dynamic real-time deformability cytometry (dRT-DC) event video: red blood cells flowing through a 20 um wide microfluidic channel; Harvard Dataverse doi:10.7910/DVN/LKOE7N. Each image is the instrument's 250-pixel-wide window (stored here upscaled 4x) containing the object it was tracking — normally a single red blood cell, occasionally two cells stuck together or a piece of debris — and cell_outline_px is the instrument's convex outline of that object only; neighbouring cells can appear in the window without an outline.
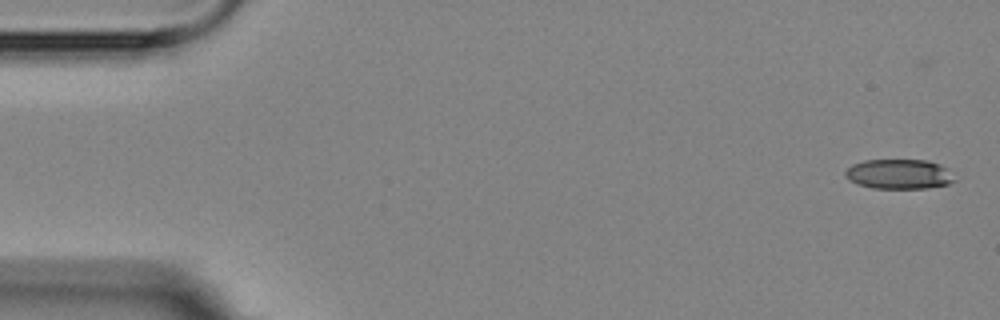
{"species": "Egyptian fruit bat (a non-hibernating species)", "species_latin": "Rousettus aegyptiacus", "temperature_condition": "room temperature", "stored_images_in_passage": 5, "camera_frame_rate_fps": 3000, "um_per_image_px": 0.085, "animal": {"sex": "female"}, "frame": {"image": 1, "passage_image": 1, "time_ms": 0.0, "image_size_px": [1000, 320], "cell_outline_px": [[956, 180], [948, 184], [924, 188], [872, 188], [856, 184], [844, 172], [852, 164], [864, 160], [928, 160], [940, 164], [948, 168]], "centroid_in_image_um": [76.45, 14.79], "position_along_channel_um": 8.5, "area_um2": 18.9}}
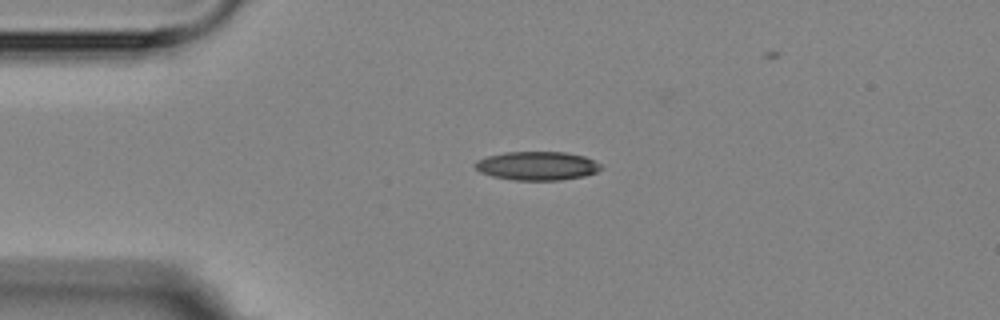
{"frame": {"image": 2, "passage_image": 4, "time_ms": 3.667, "image_size_px": [1000, 320], "cell_outline_px": [[600, 168], [596, 172], [584, 176], [560, 180], [512, 180], [492, 176], [480, 172], [476, 168], [476, 160], [488, 156], [504, 152], [564, 152], [584, 156], [600, 164]], "centroid_in_image_um": [45.63, 14.1], "position_along_channel_um": 39.4, "area_um2": 20.87}}